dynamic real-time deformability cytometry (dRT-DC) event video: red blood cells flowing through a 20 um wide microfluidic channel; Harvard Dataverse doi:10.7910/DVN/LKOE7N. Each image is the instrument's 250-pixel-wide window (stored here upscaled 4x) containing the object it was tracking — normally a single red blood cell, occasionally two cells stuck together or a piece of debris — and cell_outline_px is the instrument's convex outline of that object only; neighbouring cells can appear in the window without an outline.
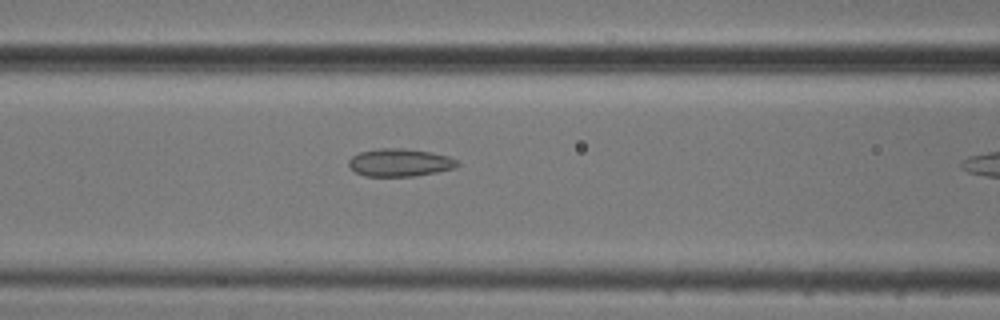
{"species": "common noctule bat (a hibernating species)", "species_latin": "Nyctalus noctula", "temperature_condition": "cold", "stored_images_in_passage": 11, "camera_frame_rate_fps": 3000, "um_per_image_px": 0.085, "animal": {"sex": "male", "body_mass_g": 20.5, "forearm_length_mm": 52.5}, "frame": {"image": 1, "passage_image": 10, "time_ms": 3.0, "image_size_px": [1000, 320], "cell_outline_px": [[460, 164], [456, 168], [416, 176], [364, 176], [356, 172], [348, 164], [348, 160], [352, 156], [360, 152], [380, 148], [404, 148], [432, 152], [448, 156], [456, 160]], "centroid_in_image_um": [34.0, 13.81], "position_along_channel_um": 132.6, "area_um2": 17.63}}